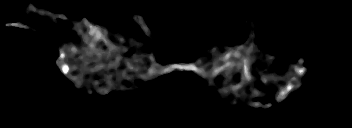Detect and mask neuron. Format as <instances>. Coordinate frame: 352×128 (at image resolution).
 Instances as JSON below:
<instances>
[{"mask_svg":"<svg viewBox=\"0 0 352 128\" xmlns=\"http://www.w3.org/2000/svg\"><path fill=\"white\" fill-rule=\"evenodd\" d=\"M8 6H13V7H18L21 10H26L29 14L32 13H36L37 15H41V16H46V14L48 13L47 11H42L40 9H37L35 7H33L32 4H30V8H24V7H19L17 6V4H13V3H9ZM51 20H53V22L58 23V20H56V15L54 13H52L50 15ZM57 18H62V19H68L65 15H58ZM133 19H135L137 21V23L141 26L142 30L147 34V36H151L150 30L148 28V26L146 25V23L143 21V19L139 16V15H134ZM5 27H9V26H15V27H19V28H25L26 26H23L20 23H5L4 24ZM74 27L77 28L76 31L78 33L83 31V26H78V22L74 23ZM88 34L89 37L88 38H84V42L87 43V47L88 49H86V52H84V48L82 49V52L79 51V55H81V57L79 58H74L75 61L73 63H76L75 66H69V60L70 58H68V56L66 55L65 51H64V46L61 45L58 49L60 52V57L59 59L56 61V65L59 67L60 71L65 75V76H69V72L70 71H75L78 67V61H80V59L82 61H84L85 57L87 54H96V60L99 61L98 65L93 66L92 68L94 69H90V70H95L97 72L100 71V69H102L103 64L100 61L101 59V55H105V56H110L111 57V53L110 50L113 49L114 53H119L118 49L115 47V45L111 44L108 39L105 40V44H107V50L106 52H104V50H98V47L96 49V44L97 42L104 38L105 35L108 34V30L105 28H102L100 26L97 25H89V29H88ZM253 40H254V28H251V32H250V40H248L247 43H245L243 46H236L234 48H228V51H226V53H224L223 55H216V59H217V64H216V68L210 69L209 71V75L212 77H216L218 74H220L221 72L223 73L225 78L228 79H232V76H228L227 71L229 70H239L240 68L242 69L241 71V83L236 85V86H229V84H224V89H227V86L230 87V89H232L233 91H238L241 94H238V98L243 97V92L245 91V89H242V86H244L245 84H247L250 81H254V77L250 75V71H252L253 68L250 67V58H251V52L256 51V46L253 45ZM71 51L74 54L77 53V47H71ZM149 59H151V65L150 62L148 63V65L150 66V69L143 73L140 76V78L145 79V78H155L161 74H166L168 72L174 71L176 69L179 70H187V71H193L199 75H201L202 77L205 76V72L206 69L201 68L198 63H191V64H170V65H166L162 68H159L157 66V64L155 63V59L153 57V55H151V57H148ZM95 59L90 58L89 60H87L88 62H84L82 64V68L87 67V64L93 63ZM119 62V58H115V61L111 63V66L113 67L114 65H116ZM299 62V67L297 64L294 65L293 69H291V71L288 72L289 74V78H288V84L287 85H282L280 91L277 93L276 99L275 101H281L283 99H285L287 97V95H289L290 92H292L293 89H295L298 85H299V77H305V73L307 71L306 68L302 67V64L304 63V60L302 58H300L298 60ZM124 64H126L129 67V70H135L134 66L128 61L125 60ZM293 70V71H292ZM294 71L297 72V74H294ZM118 76H122V79L125 80H130L129 78L132 77L127 75L124 71H121ZM84 73L80 74L79 78H75L70 77V79L72 81H75V85L77 88H80L82 86L80 79H82L84 77ZM271 79H275L274 76H265L264 79L262 78V82L267 83L268 81H273ZM88 83L91 82L88 86H94L95 84H97L98 82L96 81H90L88 79L87 81ZM116 80L112 81V83H109L110 86L112 85H116ZM112 89V87H108L107 90H101L98 89L97 92L98 93H108L110 92V90ZM253 107H258L261 106V103L259 102H254L252 104Z\"/></svg>","mask_w":352,"mask_h":128,"instance_id":"neuron-1","label":"neuron"}]
</instances>
